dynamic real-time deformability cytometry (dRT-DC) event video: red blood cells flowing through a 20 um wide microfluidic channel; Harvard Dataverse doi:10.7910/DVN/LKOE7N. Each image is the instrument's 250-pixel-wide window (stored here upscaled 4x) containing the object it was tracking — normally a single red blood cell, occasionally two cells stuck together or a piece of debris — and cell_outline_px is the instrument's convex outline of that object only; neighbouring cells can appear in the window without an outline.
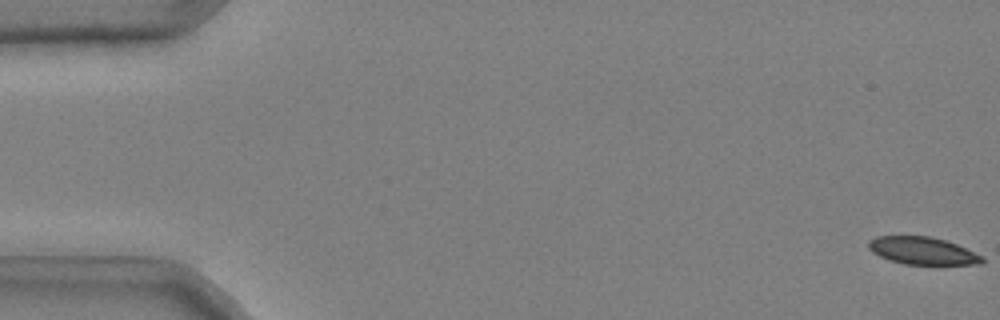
{"species": "common noctule bat (a hibernating species)", "species_latin": "Nyctalus noctula", "temperature_condition": "cold", "stored_images_in_passage": 52, "camera_frame_rate_fps": 3000, "um_per_image_px": 0.085, "animal": {"sex": "male", "body_mass_g": 20.4}, "frame": {"image": 1, "passage_image": 1, "time_ms": 0.0, "image_size_px": [1000, 320], "cell_outline_px": [[984, 264], [940, 268], [904, 264], [888, 260], [872, 252], [868, 248], [868, 240], [876, 236], [932, 236], [956, 244], [984, 256]], "centroid_in_image_um": [78.51, 21.39], "position_along_channel_um": 6.5, "area_um2": 19.42}}
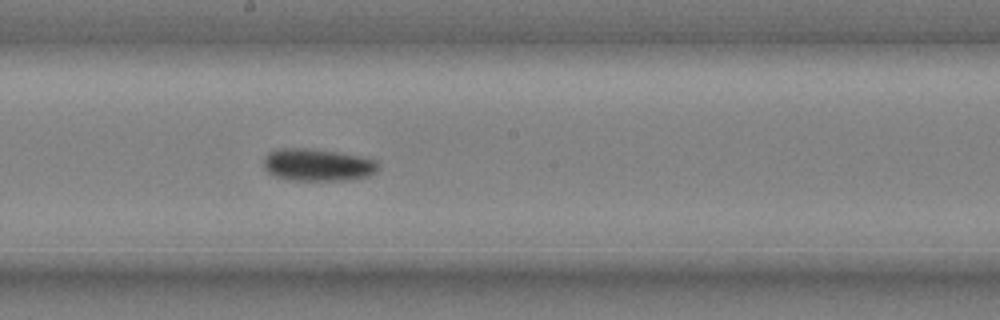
{"frame": {"image": 2, "passage_image": 30, "time_ms": 9.667, "image_size_px": [1000, 320], "cell_outline_px": [[380, 168], [376, 172], [368, 176], [352, 180], [288, 180], [276, 176], [268, 172], [264, 168], [264, 156], [268, 152], [280, 148], [308, 148], [340, 152], [360, 156], [376, 160], [380, 164]], "centroid_in_image_um": [27.03, 14.01], "position_along_channel_um": 221.2, "area_um2": 21.91}}
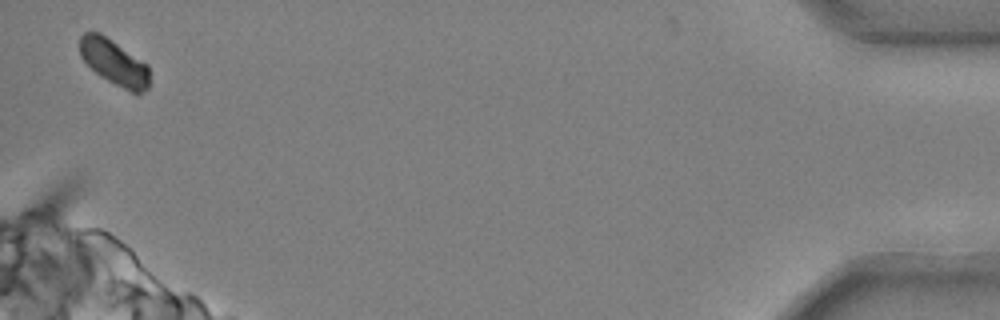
{"frame": {"image": 3, "passage_image": 52, "time_ms": 17.0, "image_size_px": [1000, 320], "cell_outline_px": [[148, 88], [144, 92], [136, 96], [100, 76], [80, 56], [80, 36], [84, 32], [100, 32], [148, 64]], "centroid_in_image_um": [9.72, 5.32], "position_along_channel_um": 425.5, "area_um2": 18.61}, "authors_computed_cell_mechanics": {"area_um2": 20.6057, "velocity_mm_per_s": 3.7008, "shape_relaxation_time_tau1_ms": 7.4561, "shape_relaxation_time_tau2_ms": null, "deformation_change_tau1": 0.124, "deformation_change_tau2": null}}